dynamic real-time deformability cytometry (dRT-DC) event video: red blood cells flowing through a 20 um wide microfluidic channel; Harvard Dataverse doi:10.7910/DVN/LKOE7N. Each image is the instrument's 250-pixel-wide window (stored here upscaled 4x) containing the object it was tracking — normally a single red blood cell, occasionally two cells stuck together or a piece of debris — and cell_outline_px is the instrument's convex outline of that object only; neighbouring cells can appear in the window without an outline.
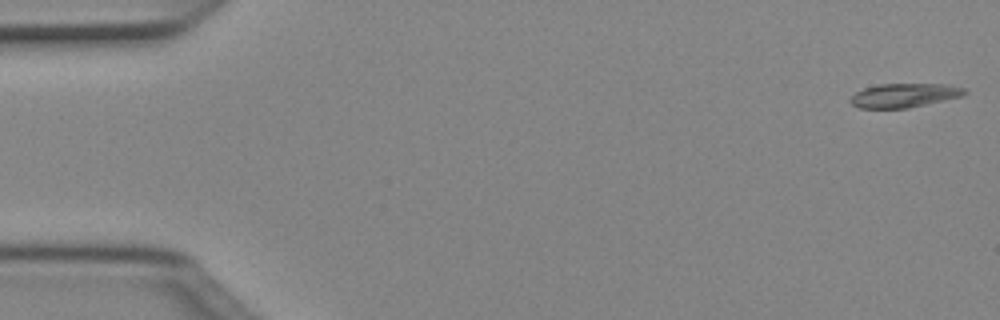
{"species": "Egyptian fruit bat (a non-hibernating species)", "species_latin": "Rousettus aegyptiacus", "temperature_condition": "cold", "stored_images_in_passage": 49, "camera_frame_rate_fps": 3000, "um_per_image_px": 0.085, "animal": {"sex": "female"}, "frame": {"image": 1, "passage_image": 1, "time_ms": 0.0, "image_size_px": [1000, 320], "cell_outline_px": [[968, 92], [964, 96], [908, 108], [860, 108], [852, 104], [848, 100], [856, 92], [864, 88], [880, 84], [944, 84], [964, 88]], "centroid_in_image_um": [76.87, 8.11], "position_along_channel_um": 8.1, "area_um2": 15.95}}
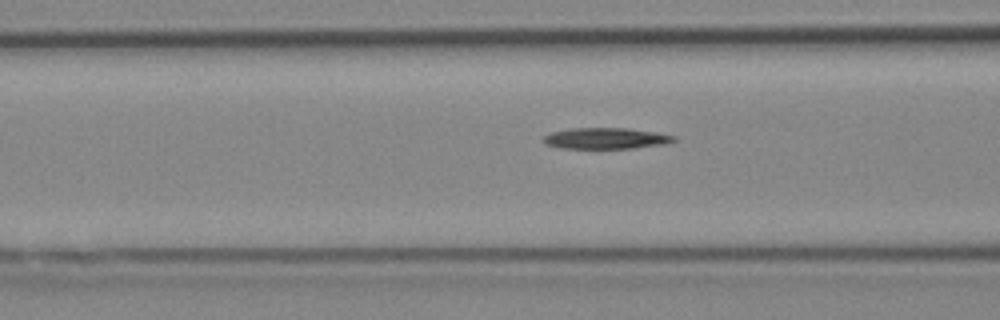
{"frame": {"image": 2, "passage_image": 19, "time_ms": 6.0, "image_size_px": [1000, 320], "cell_outline_px": [[676, 140], [668, 144], [632, 148], [560, 148], [544, 144], [540, 140], [544, 136], [552, 132], [572, 128], [628, 128], [656, 132], [676, 136]], "centroid_in_image_um": [51.5, 11.76], "position_along_channel_um": 115.1, "area_um2": 16.18}}
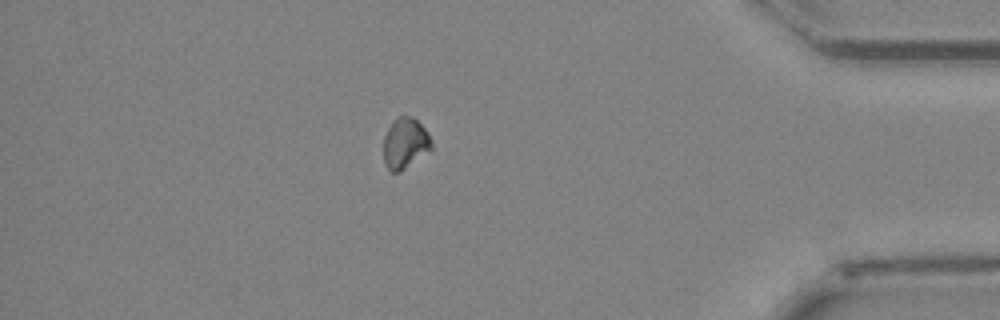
{"frame": {"image": 3, "passage_image": 43, "time_ms": 14.0, "image_size_px": [1000, 320], "cell_outline_px": [[432, 148], [400, 172], [392, 172], [384, 164], [384, 136], [392, 120], [396, 116], [408, 116], [416, 120], [428, 132], [432, 140]], "centroid_in_image_um": [34.42, 12.17], "position_along_channel_um": 400.8, "area_um2": 14.1}, "authors_computed_cell_mechanics": {"area_um2": 15.7794, "velocity_mm_per_s": 4.048, "shape_relaxation_time_tau1_ms": 2.6265, "shape_relaxation_time_tau2_ms": null, "deformation_change_tau1": 0.0742, "deformation_change_tau2": null}}